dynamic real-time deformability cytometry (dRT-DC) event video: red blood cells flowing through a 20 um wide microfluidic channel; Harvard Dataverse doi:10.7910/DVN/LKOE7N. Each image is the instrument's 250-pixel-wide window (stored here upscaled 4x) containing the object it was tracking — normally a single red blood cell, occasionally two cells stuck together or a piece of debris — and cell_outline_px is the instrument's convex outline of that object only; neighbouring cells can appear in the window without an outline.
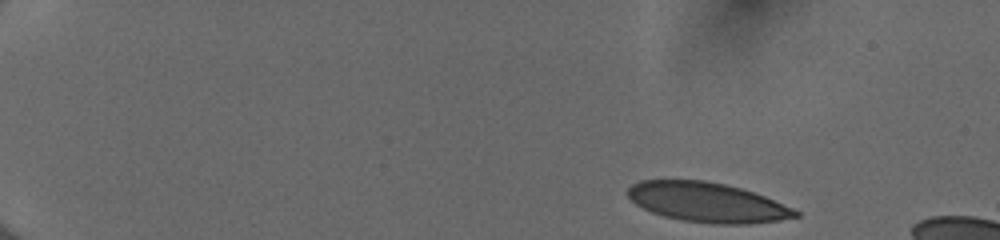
{"species": "human", "species_latin": "Homo sapiens", "temperature_condition": "cold", "stored_images_in_passage": 46, "camera_frame_rate_fps": 3000, "um_per_image_px": 0.085, "donor": {"sex": "female"}, "frame": {"image": 1, "passage_image": 1, "time_ms": 0.0, "image_size_px": [1000, 240], "cell_outline_px": [[800, 216], [780, 220], [748, 224], [712, 224], [680, 220], [664, 216], [652, 212], [636, 204], [628, 196], [628, 188], [632, 184], [640, 180], [704, 180], [724, 184], [740, 188], [764, 196], [792, 208], [800, 212]], "centroid_in_image_um": [60.11, 17.2], "position_along_channel_um": 24.9, "area_um2": 38.55}}
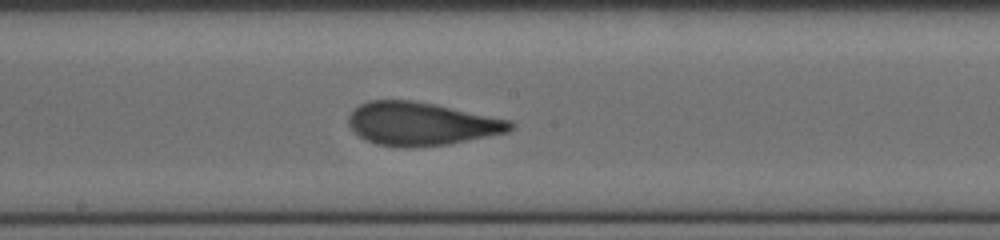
{"frame": {"image": 2, "passage_image": 25, "time_ms": 8.0, "image_size_px": [1000, 240], "cell_outline_px": [[516, 128], [508, 132], [448, 144], [408, 148], [404, 148], [376, 144], [360, 136], [348, 124], [348, 116], [360, 104], [368, 100], [412, 100], [436, 104], [512, 120], [516, 124]], "centroid_in_image_um": [35.86, 10.52], "position_along_channel_um": 212.3, "area_um2": 40.86}}
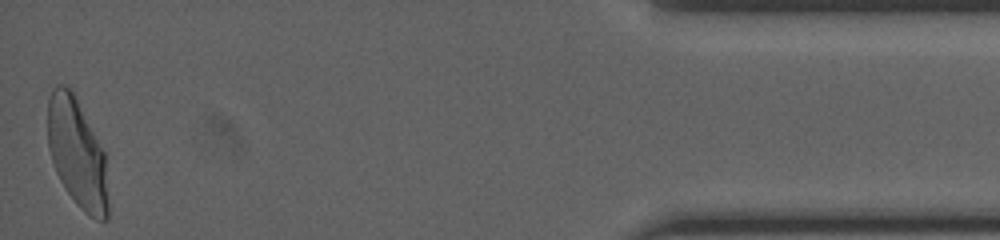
{"frame": {"image": 3, "passage_image": 46, "time_ms": 15.0, "image_size_px": [1000, 240], "cell_outline_px": [[108, 220], [96, 220], [88, 216], [76, 204], [60, 180], [56, 172], [48, 148], [48, 100], [56, 84], [64, 84], [72, 92], [104, 152], [108, 204]], "centroid_in_image_um": [6.54, 13.08], "position_along_channel_um": 428.7, "area_um2": 37.8}, "authors_computed_cell_mechanics": {"area_um2": 40.1132, "velocity_mm_per_s": 4.0173, "shape_relaxation_time_tau1_ms": 7.3175, "shape_relaxation_time_tau2_ms": 0.7796, "deformation_change_tau1": 0.2227, "deformation_change_tau2": 0.0766}}